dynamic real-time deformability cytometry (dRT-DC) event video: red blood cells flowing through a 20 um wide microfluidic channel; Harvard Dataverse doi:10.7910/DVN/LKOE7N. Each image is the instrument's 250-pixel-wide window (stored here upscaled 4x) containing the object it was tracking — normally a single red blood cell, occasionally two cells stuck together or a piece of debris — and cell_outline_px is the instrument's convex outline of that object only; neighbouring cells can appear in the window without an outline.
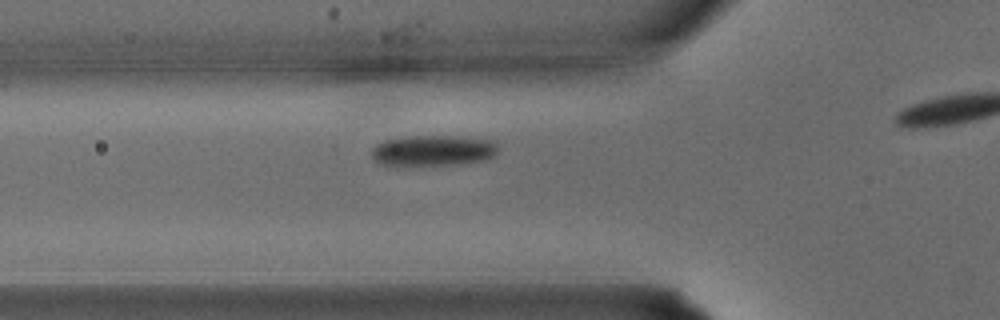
{"species": "common noctule bat (a hibernating species)", "species_latin": "Nyctalus noctula", "temperature_condition": "warm", "stored_images_in_passage": 25, "camera_frame_rate_fps": 3000, "um_per_image_px": 0.085, "animal": {"sex": "male", "body_mass_g": 15.6}, "frame": {"image": 1, "passage_image": 7, "time_ms": 2.0, "image_size_px": [1000, 320], "cell_outline_px": [[496, 152], [488, 160], [460, 164], [420, 168], [388, 168], [376, 164], [372, 160], [372, 148], [376, 144], [384, 140], [408, 136], [460, 136], [492, 140], [496, 144]], "centroid_in_image_um": [36.68, 12.87], "position_along_channel_um": 89.1, "area_um2": 24.22}}
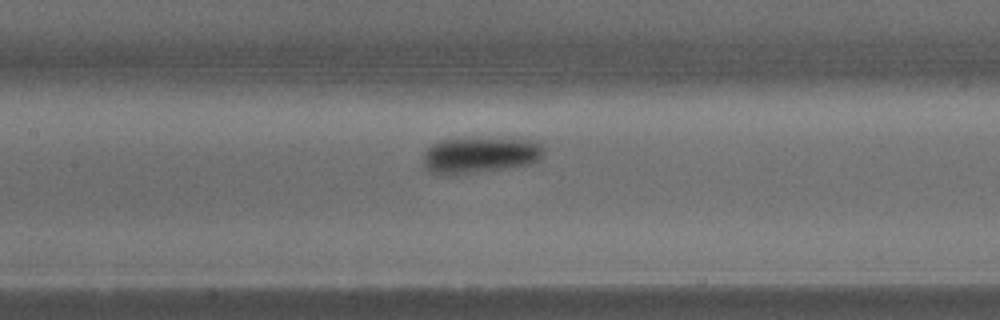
{"frame": {"image": 2, "passage_image": 11, "time_ms": 3.333, "image_size_px": [1000, 320], "cell_outline_px": [[544, 152], [540, 160], [532, 164], [516, 168], [440, 176], [436, 176], [428, 172], [424, 168], [424, 152], [432, 144], [440, 140], [540, 140], [544, 148]], "centroid_in_image_um": [40.82, 13.24], "position_along_channel_um": 166.6, "area_um2": 25.49}}
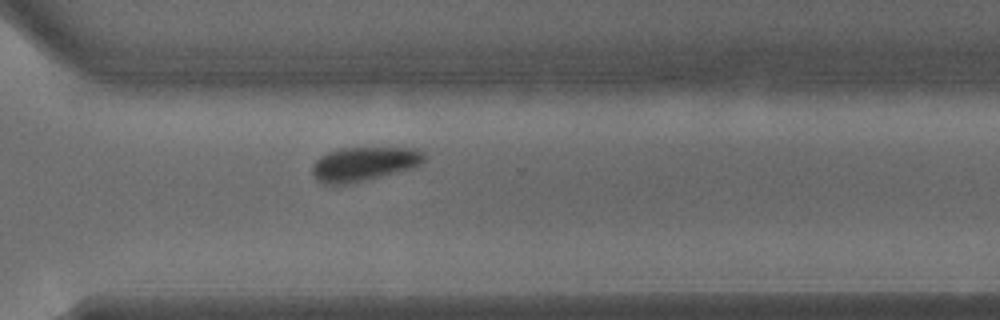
{"frame": {"image": 3, "passage_image": 20, "time_ms": 6.333, "image_size_px": [1000, 320], "cell_outline_px": [[424, 160], [420, 164], [412, 168], [352, 184], [324, 184], [316, 180], [312, 176], [312, 164], [320, 156], [328, 152], [344, 148], [416, 148], [424, 152]], "centroid_in_image_um": [30.9, 13.95], "position_along_channel_um": 339.7, "area_um2": 22.31}}